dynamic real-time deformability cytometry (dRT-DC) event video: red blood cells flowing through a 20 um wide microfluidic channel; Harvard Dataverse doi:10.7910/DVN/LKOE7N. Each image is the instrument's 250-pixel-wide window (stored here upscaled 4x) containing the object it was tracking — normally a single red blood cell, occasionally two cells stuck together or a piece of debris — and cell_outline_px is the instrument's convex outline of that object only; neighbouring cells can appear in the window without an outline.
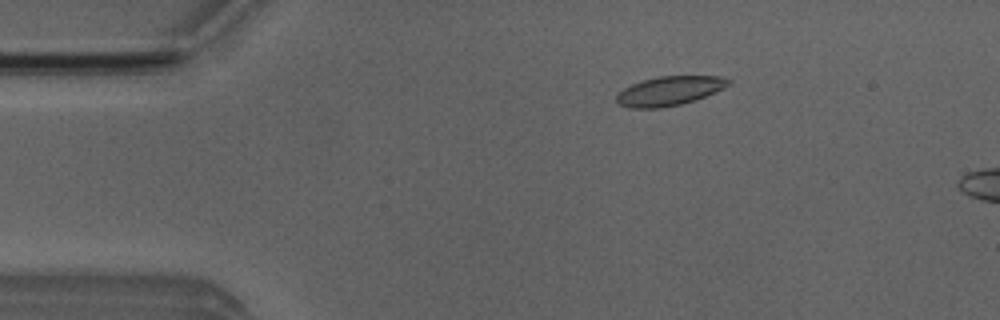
{"species": "Egyptian fruit bat (a non-hibernating species)", "species_latin": "Rousettus aegyptiacus", "temperature_condition": "room temperature", "stored_images_in_passage": 5, "camera_frame_rate_fps": 3000, "um_per_image_px": 0.085, "animal": {"sex": "male"}, "frame": {"image": 1, "passage_image": 1, "time_ms": 0.0, "image_size_px": [1000, 320], "cell_outline_px": [[732, 80], [724, 88], [704, 96], [680, 104], [660, 108], [628, 108], [620, 104], [616, 100], [616, 96], [624, 88], [640, 80], [660, 76], [720, 76]], "centroid_in_image_um": [56.87, 7.72], "position_along_channel_um": 28.1, "area_um2": 18.84}}